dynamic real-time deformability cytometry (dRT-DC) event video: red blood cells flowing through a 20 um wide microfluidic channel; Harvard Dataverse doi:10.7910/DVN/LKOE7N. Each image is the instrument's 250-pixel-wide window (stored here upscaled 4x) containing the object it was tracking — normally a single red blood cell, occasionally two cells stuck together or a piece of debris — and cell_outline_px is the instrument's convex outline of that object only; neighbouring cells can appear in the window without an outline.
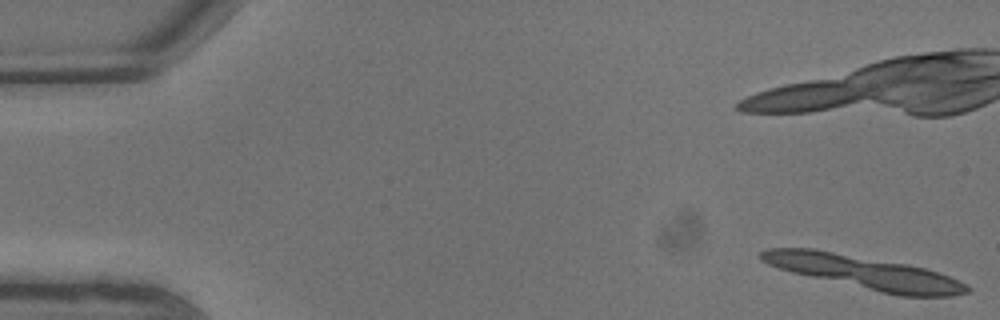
{"species": "common noctule bat (a hibernating species)", "species_latin": "Nyctalus noctula", "temperature_condition": "warm", "stored_images_in_passage": 7, "camera_frame_rate_fps": 3000, "um_per_image_px": 0.085, "animal": {"sex": "male", "body_mass_g": 13.3}, "frame": {"image": 1, "passage_image": 1, "time_ms": 0.0, "image_size_px": [1000, 320], "cell_outline_px": [[972, 288], [968, 292], [952, 296], [900, 296], [880, 292], [792, 272], [768, 264], [760, 260], [760, 252], [768, 248], [816, 248], [908, 264], [940, 272], [968, 284]], "centroid_in_image_um": [73.52, 23.13], "position_along_channel_um": 11.5, "area_um2": 39.88}}